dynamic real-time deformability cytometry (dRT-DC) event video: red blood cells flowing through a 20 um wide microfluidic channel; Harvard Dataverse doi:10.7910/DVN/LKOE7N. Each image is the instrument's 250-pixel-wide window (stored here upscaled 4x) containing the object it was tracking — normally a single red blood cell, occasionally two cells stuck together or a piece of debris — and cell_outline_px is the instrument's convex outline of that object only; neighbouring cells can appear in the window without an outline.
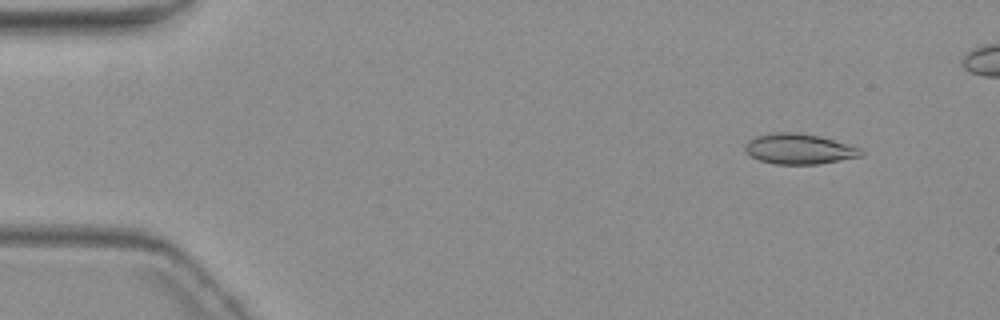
{"species": "common noctule bat (a hibernating species)", "species_latin": "Nyctalus noctula", "temperature_condition": "warm", "stored_images_in_passage": 5, "camera_frame_rate_fps": 3000, "um_per_image_px": 0.085, "animal": {"sex": "female", "body_mass_g": 19.3, "forearm_length_mm": 54.1}, "frame": {"image": 1, "passage_image": 1, "time_ms": 0.0, "image_size_px": [1000, 320], "cell_outline_px": [[864, 156], [816, 164], [776, 164], [760, 160], [744, 152], [744, 144], [748, 140], [756, 136], [772, 132], [800, 132], [820, 136], [860, 148], [864, 152]], "centroid_in_image_um": [67.9, 12.65], "position_along_channel_um": 17.1, "area_um2": 20.63}}